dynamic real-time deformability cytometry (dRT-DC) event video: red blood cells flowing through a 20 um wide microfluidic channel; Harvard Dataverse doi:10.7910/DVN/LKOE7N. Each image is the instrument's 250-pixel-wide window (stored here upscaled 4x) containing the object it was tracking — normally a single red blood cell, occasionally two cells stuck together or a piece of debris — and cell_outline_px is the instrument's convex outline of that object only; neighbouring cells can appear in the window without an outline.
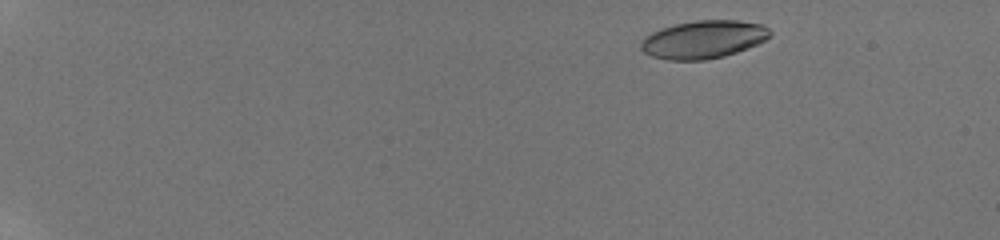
{"species": "human", "species_latin": "Homo sapiens", "temperature_condition": "room temperature", "stored_images_in_passage": 29, "camera_frame_rate_fps": 3000, "um_per_image_px": 0.085, "donor": {"sex": "male"}, "frame": {"image": 1, "passage_image": 3, "time_ms": 1.333, "image_size_px": [1000, 240], "cell_outline_px": [[772, 32], [764, 40], [756, 44], [736, 52], [724, 56], [704, 60], [668, 60], [652, 56], [644, 52], [640, 48], [640, 44], [644, 36], [660, 28], [676, 24], [696, 20], [736, 20], [764, 24]], "centroid_in_image_um": [59.77, 3.35], "position_along_channel_um": 25.2, "area_um2": 28.5}}
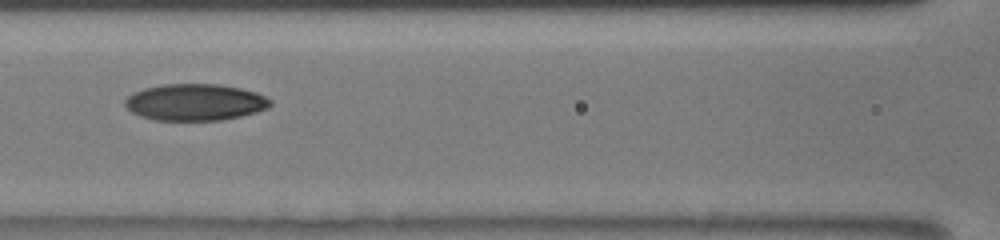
{"frame": {"image": 2, "passage_image": 13, "time_ms": 8.333, "image_size_px": [1000, 240], "cell_outline_px": [[272, 104], [268, 108], [256, 112], [240, 116], [220, 120], [156, 120], [140, 116], [132, 112], [124, 104], [124, 100], [132, 92], [144, 88], [164, 84], [220, 84], [240, 88], [256, 92], [272, 100]], "centroid_in_image_um": [16.58, 8.68], "position_along_channel_um": 150.0, "area_um2": 31.1}}
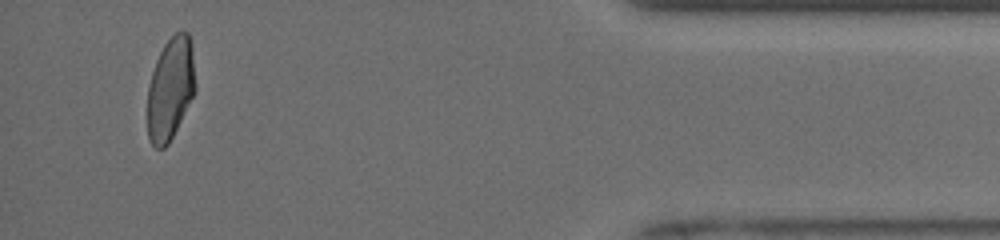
{"frame": {"image": 3, "passage_image": 28, "time_ms": 16.333, "image_size_px": [1000, 240], "cell_outline_px": [[196, 88], [168, 144], [164, 148], [156, 148], [148, 140], [148, 88], [152, 72], [156, 60], [164, 44], [180, 28], [188, 32], [192, 48], [196, 84]], "centroid_in_image_um": [14.48, 7.5], "position_along_channel_um": 420.7, "area_um2": 28.38}, "authors_computed_cell_mechanics": {"area_um2": 29.5358, "velocity_mm_per_s": 3.9558, "shape_relaxation_time_tau1_ms": 5.463, "shape_relaxation_time_tau2_ms": 1.7044, "deformation_change_tau1": 0.1672, "deformation_change_tau2": 0.0588}}